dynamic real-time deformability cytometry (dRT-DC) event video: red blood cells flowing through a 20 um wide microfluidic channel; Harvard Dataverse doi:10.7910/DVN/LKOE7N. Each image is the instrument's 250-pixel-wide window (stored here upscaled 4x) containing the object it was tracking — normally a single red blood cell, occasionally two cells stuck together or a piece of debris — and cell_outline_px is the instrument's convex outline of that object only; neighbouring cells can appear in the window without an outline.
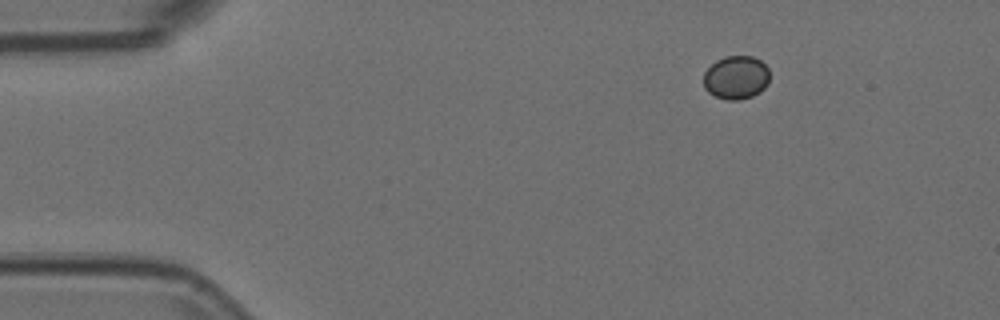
{"species": "Egyptian fruit bat (a non-hibernating species)", "species_latin": "Rousettus aegyptiacus", "temperature_condition": "room temperature", "stored_images_in_passage": 48, "camera_frame_rate_fps": 3000, "um_per_image_px": 0.085, "animal": {"sex": "female"}, "frame": {"image": 1, "passage_image": 1, "time_ms": 0.0, "image_size_px": [1000, 320], "cell_outline_px": [[768, 84], [760, 92], [752, 96], [740, 100], [728, 100], [716, 96], [708, 92], [704, 88], [704, 72], [716, 60], [724, 56], [752, 56], [760, 60], [768, 68]], "centroid_in_image_um": [62.56, 6.58], "position_along_channel_um": 22.4, "area_um2": 16.76}}
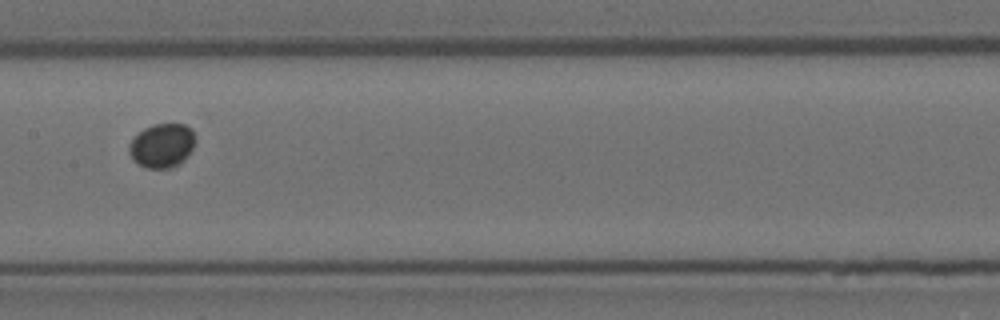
{"frame": {"image": 2, "passage_image": 21, "time_ms": 6.667, "image_size_px": [1000, 320], "cell_outline_px": [[196, 140], [192, 148], [184, 160], [172, 168], [148, 168], [132, 160], [128, 152], [128, 148], [132, 140], [144, 128], [152, 124], [184, 124], [192, 128], [196, 136]], "centroid_in_image_um": [13.79, 12.36], "position_along_channel_um": 193.6, "area_um2": 17.05}}
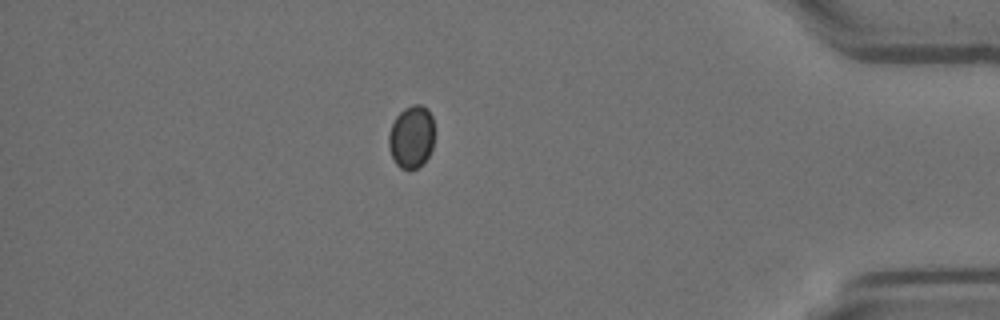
{"frame": {"image": 3, "passage_image": 41, "time_ms": 13.333, "image_size_px": [1000, 320], "cell_outline_px": [[432, 148], [424, 164], [416, 168], [400, 168], [396, 164], [392, 156], [388, 144], [388, 136], [392, 124], [396, 116], [404, 108], [412, 104], [420, 104], [428, 108], [432, 116]], "centroid_in_image_um": [34.96, 11.61], "position_along_channel_um": 400.2, "area_um2": 16.59}}